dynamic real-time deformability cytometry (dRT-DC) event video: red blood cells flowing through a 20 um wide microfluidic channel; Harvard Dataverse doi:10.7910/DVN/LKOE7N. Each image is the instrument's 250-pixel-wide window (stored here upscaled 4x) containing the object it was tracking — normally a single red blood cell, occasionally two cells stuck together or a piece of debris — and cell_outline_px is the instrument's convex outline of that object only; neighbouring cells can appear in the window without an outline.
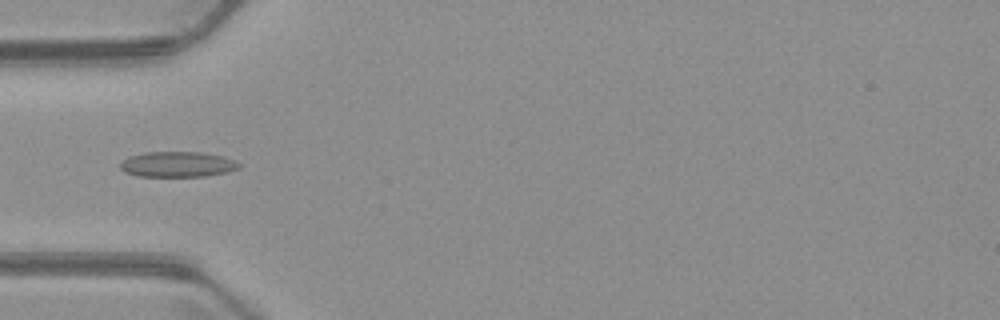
{"species": "common noctule bat (a hibernating species)", "species_latin": "Nyctalus noctula", "temperature_condition": "warm", "stored_images_in_passage": 5, "camera_frame_rate_fps": 3000, "um_per_image_px": 0.085, "animal": {"sex": "male", "body_mass_g": 23.1, "forearm_length_mm": 52.7}, "frame": {"image": 1, "passage_image": 4, "time_ms": 5.333, "image_size_px": [1000, 320], "cell_outline_px": [[240, 168], [228, 172], [204, 176], [140, 176], [124, 172], [120, 168], [120, 164], [128, 156], [144, 152], [204, 152], [224, 156], [240, 164]], "centroid_in_image_um": [15.09, 13.96], "position_along_channel_um": 69.9, "area_um2": 17.63}}
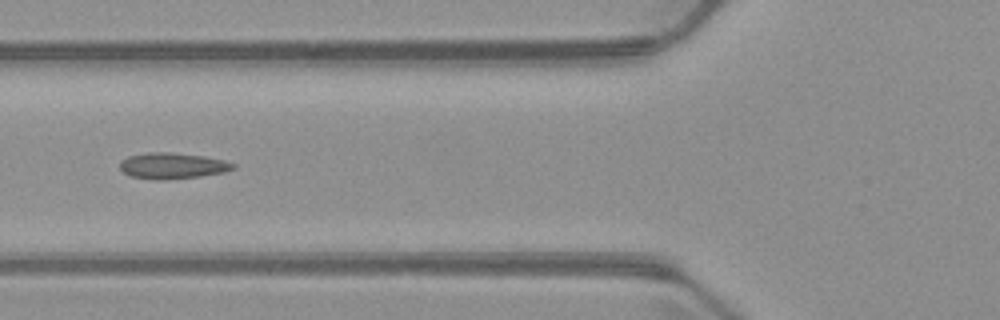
{"frame": {"image": 2, "passage_image": 5, "time_ms": 6.333, "image_size_px": [1000, 320], "cell_outline_px": [[236, 168], [224, 172], [200, 176], [164, 180], [152, 180], [132, 176], [124, 172], [120, 168], [120, 160], [128, 156], [148, 152], [172, 152], [204, 156], [224, 160], [236, 164]], "centroid_in_image_um": [14.66, 14.08], "position_along_channel_um": 111.1, "area_um2": 17.28}}